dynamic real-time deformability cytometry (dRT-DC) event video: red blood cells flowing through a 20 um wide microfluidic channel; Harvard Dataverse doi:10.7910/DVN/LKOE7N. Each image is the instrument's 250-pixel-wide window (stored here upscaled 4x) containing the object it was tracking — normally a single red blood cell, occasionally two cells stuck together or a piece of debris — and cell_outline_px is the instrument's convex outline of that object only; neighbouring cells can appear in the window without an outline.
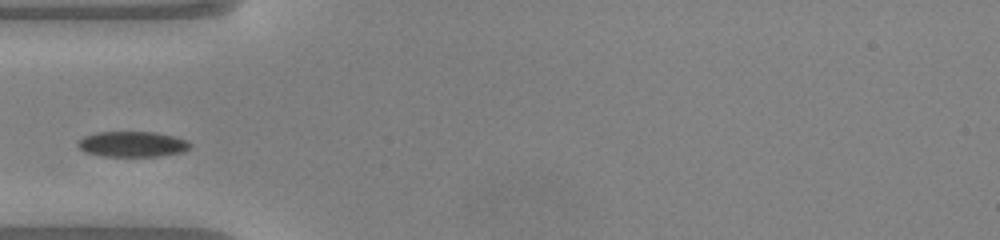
{"species": "common noctule bat (a hibernating species)", "species_latin": "Nyctalus noctula", "temperature_condition": "warm", "stored_images_in_passage": 18, "segment_of_instrument_passage": [1, 2], "camera_frame_rate_fps": 3000, "um_per_image_px": 0.085, "animal": {"sex": "male", "body_mass_g": 20.0, "forearm_length_mm": 53.3}, "frame": {"image": 1, "passage_image": 1, "time_ms": 0.0, "image_size_px": [1000, 240], "cell_outline_px": [[192, 148], [184, 152], [160, 156], [104, 156], [84, 152], [76, 144], [76, 140], [84, 136], [96, 132], [156, 132], [188, 140], [192, 144]], "centroid_in_image_um": [11.26, 12.25], "position_along_channel_um": 73.7, "area_um2": 16.94}}
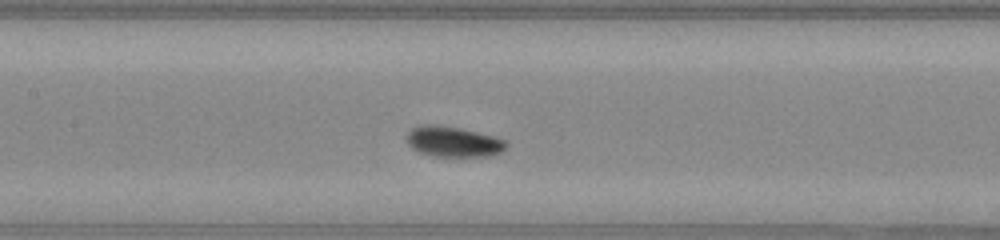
{"frame": {"image": 2, "passage_image": 8, "time_ms": 2.333, "image_size_px": [1000, 240], "cell_outline_px": [[508, 144], [500, 152], [488, 156], [432, 156], [420, 152], [412, 148], [408, 144], [408, 132], [412, 128], [428, 124], [456, 128], [476, 132], [492, 136], [504, 140]], "centroid_in_image_um": [38.51, 12.06], "position_along_channel_um": 168.9, "area_um2": 17.11}}
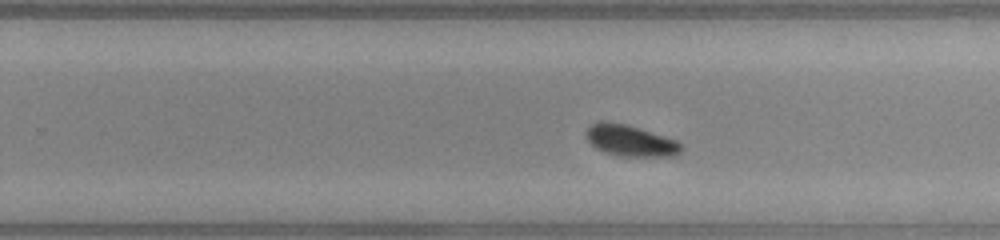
{"frame": {"image": 3, "passage_image": 16, "time_ms": 5.0, "image_size_px": [1000, 240], "cell_outline_px": [[684, 148], [680, 152], [672, 156], [620, 156], [604, 152], [596, 148], [588, 140], [584, 132], [592, 124], [600, 120], [604, 120], [624, 124], [640, 128], [676, 140]], "centroid_in_image_um": [53.56, 11.95], "position_along_channel_um": 276.2, "area_um2": 17.28}}